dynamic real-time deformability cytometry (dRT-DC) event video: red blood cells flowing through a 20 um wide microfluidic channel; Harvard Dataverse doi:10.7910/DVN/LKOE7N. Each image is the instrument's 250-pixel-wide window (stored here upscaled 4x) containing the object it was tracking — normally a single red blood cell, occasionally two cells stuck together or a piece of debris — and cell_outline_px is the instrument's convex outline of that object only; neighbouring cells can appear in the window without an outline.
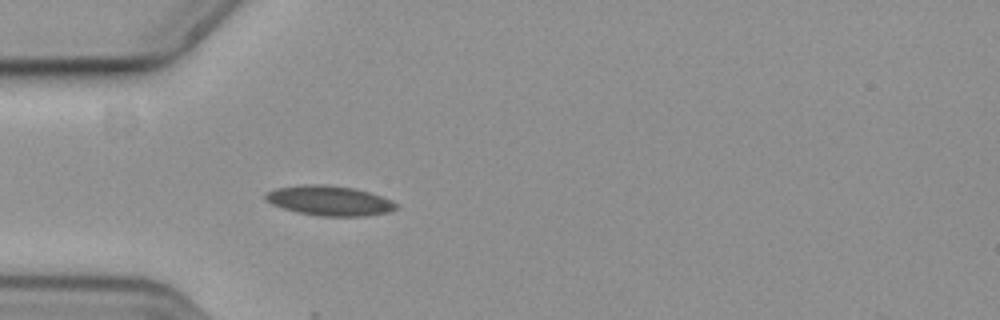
{"species": "common noctule bat (a hibernating species)", "species_latin": "Nyctalus noctula", "temperature_condition": "cold", "stored_images_in_passage": 21, "camera_frame_rate_fps": 3000, "um_per_image_px": 0.085, "animal": {"sex": "female", "body_mass_g": 19.3, "forearm_length_mm": 54.1}, "frame": {"image": 1, "passage_image": 16, "time_ms": 5.0, "image_size_px": [1000, 320], "cell_outline_px": [[400, 208], [392, 212], [364, 216], [316, 216], [296, 212], [272, 204], [264, 200], [264, 192], [276, 188], [312, 184], [320, 184], [356, 188], [392, 200], [400, 204]], "centroid_in_image_um": [28.04, 17.07], "position_along_channel_um": 57.0, "area_um2": 23.0}}
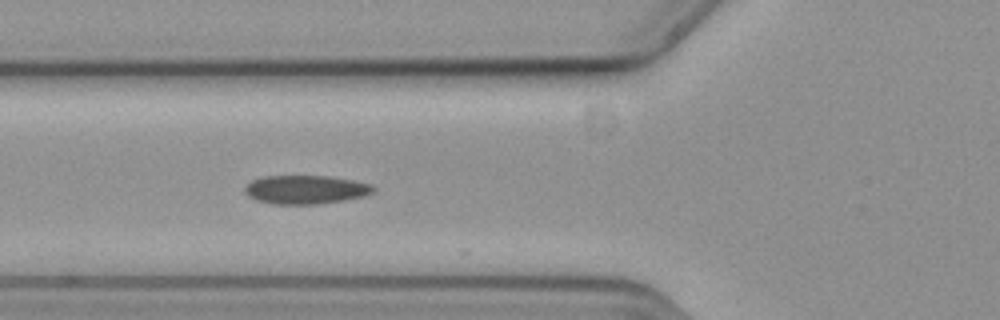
{"frame": {"image": 2, "passage_image": 20, "time_ms": 6.333, "image_size_px": [1000, 320], "cell_outline_px": [[376, 188], [372, 192], [364, 196], [344, 200], [316, 204], [272, 204], [256, 200], [248, 196], [244, 192], [244, 188], [252, 180], [264, 176], [328, 176], [352, 180], [372, 184]], "centroid_in_image_um": [25.97, 16.12], "position_along_channel_um": 99.8, "area_um2": 21.44}}